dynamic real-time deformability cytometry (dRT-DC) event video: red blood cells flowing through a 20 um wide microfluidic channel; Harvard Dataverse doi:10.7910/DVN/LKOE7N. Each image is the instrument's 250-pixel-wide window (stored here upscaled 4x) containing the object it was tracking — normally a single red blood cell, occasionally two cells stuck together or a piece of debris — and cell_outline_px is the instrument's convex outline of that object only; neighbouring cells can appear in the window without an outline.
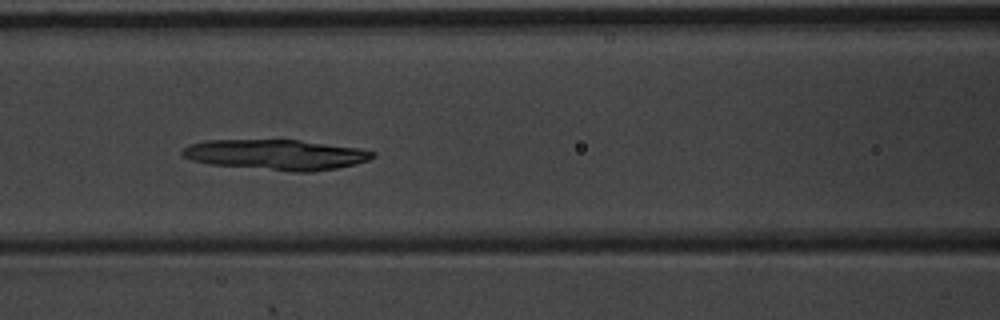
{"species": "common noctule bat (a hibernating species)", "species_latin": "Nyctalus noctula", "temperature_condition": "warm", "stored_images_in_passage": 9, "camera_frame_rate_fps": 3000, "um_per_image_px": 0.085, "animal": {"sex": "male", "body_mass_g": 20.1, "forearm_length_mm": 53.5}, "frame": {"image": 1, "passage_image": 6, "time_ms": 1.667, "image_size_px": [1000, 320], "cell_outline_px": [[376, 156], [368, 160], [356, 164], [336, 168], [312, 172], [292, 172], [208, 164], [192, 160], [184, 156], [180, 152], [188, 144], [204, 140], [300, 140], [360, 148], [376, 152]], "centroid_in_image_um": [23.48, 13.15], "position_along_channel_um": 143.1, "area_um2": 33.93}}
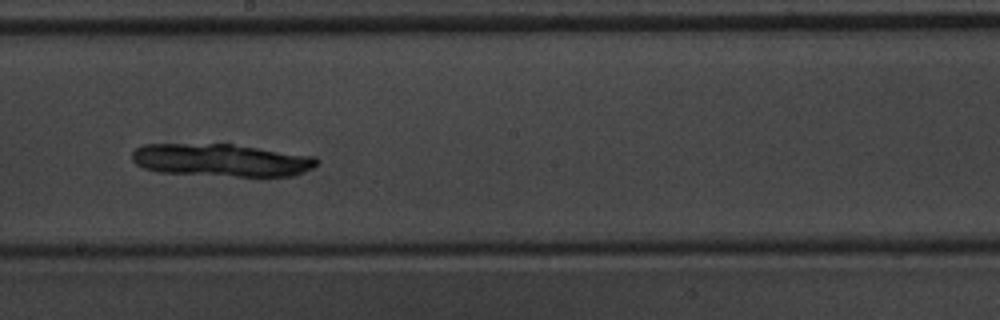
{"frame": {"image": 2, "passage_image": 8, "time_ms": 2.333, "image_size_px": [1000, 320], "cell_outline_px": [[320, 160], [312, 168], [296, 176], [236, 176], [160, 172], [144, 168], [136, 164], [132, 160], [132, 152], [136, 148], [144, 144], [232, 144], [316, 156]], "centroid_in_image_um": [18.84, 13.61], "position_along_channel_um": 229.4, "area_um2": 35.2}}
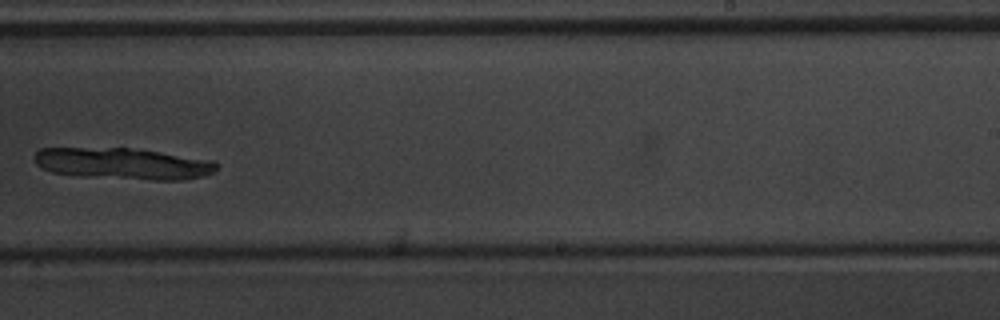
{"frame": {"image": 3, "passage_image": 9, "time_ms": 2.667, "image_size_px": [1000, 320], "cell_outline_px": [[220, 164], [216, 172], [204, 176], [184, 180], [152, 180], [76, 176], [52, 172], [36, 164], [32, 156], [40, 148], [128, 148], [160, 152], [216, 160]], "centroid_in_image_um": [10.51, 13.92], "position_along_channel_um": 278.5, "area_um2": 33.87}}